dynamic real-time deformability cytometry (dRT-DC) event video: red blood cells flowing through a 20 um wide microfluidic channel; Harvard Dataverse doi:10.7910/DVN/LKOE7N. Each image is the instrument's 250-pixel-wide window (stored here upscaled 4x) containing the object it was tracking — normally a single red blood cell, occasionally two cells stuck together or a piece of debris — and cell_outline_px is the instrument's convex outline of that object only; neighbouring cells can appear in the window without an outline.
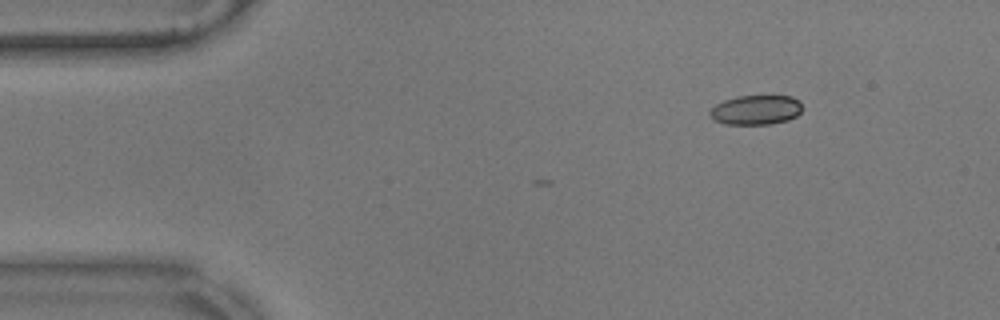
{"species": "common noctule bat (a hibernating species)", "species_latin": "Nyctalus noctula", "temperature_condition": "warm", "stored_images_in_passage": 46, "camera_frame_rate_fps": 3000, "um_per_image_px": 0.085, "animal": {"sex": "male", "body_mass_g": 17.9}, "frame": {"image": 1, "passage_image": 1, "time_ms": 0.0, "image_size_px": [1000, 320], "cell_outline_px": [[804, 108], [796, 116], [788, 120], [772, 124], [724, 124], [712, 120], [708, 112], [716, 104], [724, 100], [736, 96], [792, 96], [800, 100]], "centroid_in_image_um": [64.26, 9.34], "position_along_channel_um": 20.7, "area_um2": 16.18}}
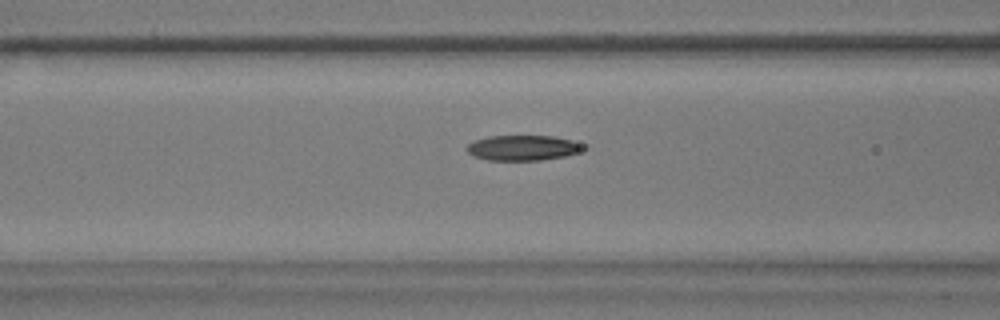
{"frame": {"image": 2, "passage_image": 16, "time_ms": 5.0, "image_size_px": [1000, 320], "cell_outline_px": [[588, 148], [564, 156], [540, 160], [488, 160], [472, 156], [468, 152], [468, 144], [476, 140], [488, 136], [552, 136], [588, 144]], "centroid_in_image_um": [44.49, 12.56], "position_along_channel_um": 122.1, "area_um2": 17.11}}
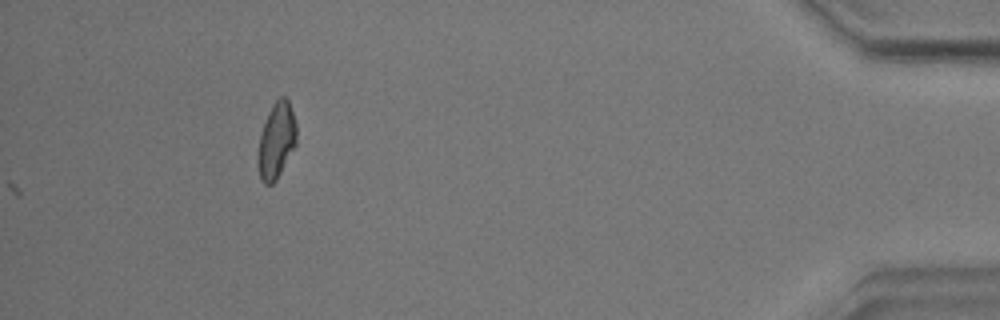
{"frame": {"image": 3, "passage_image": 46, "time_ms": 15.0, "image_size_px": [1000, 320], "cell_outline_px": [[296, 144], [276, 180], [272, 184], [264, 184], [260, 180], [256, 160], [256, 156], [260, 136], [268, 112], [272, 104], [280, 96], [284, 96], [288, 100], [296, 124]], "centroid_in_image_um": [23.46, 11.97], "position_along_channel_um": 411.7, "area_um2": 17.11}, "authors_computed_cell_mechanics": {"area_um2": 17.3689, "velocity_mm_per_s": 3.5255, "shape_relaxation_time_tau1_ms": 11.2687, "shape_relaxation_time_tau2_ms": 6.9185, "deformation_change_tau1": 0.2057, "deformation_change_tau2": 0.1743}}